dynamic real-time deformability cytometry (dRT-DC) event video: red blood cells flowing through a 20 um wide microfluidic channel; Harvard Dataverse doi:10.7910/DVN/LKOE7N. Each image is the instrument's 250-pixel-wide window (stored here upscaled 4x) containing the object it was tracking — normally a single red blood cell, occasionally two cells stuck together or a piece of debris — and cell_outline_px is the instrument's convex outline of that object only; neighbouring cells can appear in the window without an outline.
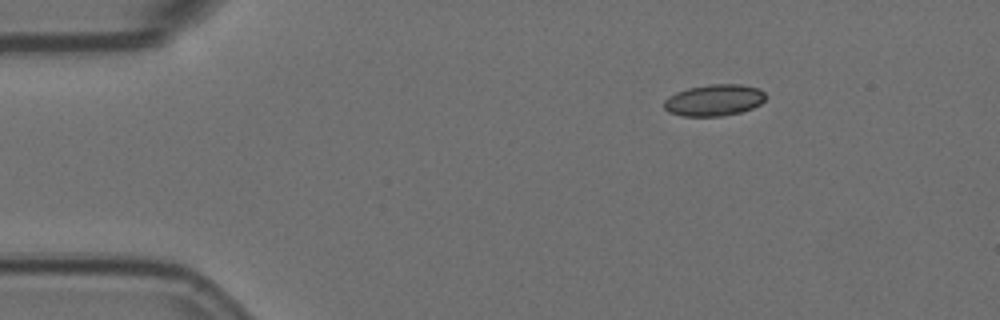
{"species": "Egyptian fruit bat (a non-hibernating species)", "species_latin": "Rousettus aegyptiacus", "temperature_condition": "room temperature", "stored_images_in_passage": 3, "camera_frame_rate_fps": 3000, "um_per_image_px": 0.085, "animal": {"sex": "female"}, "frame": {"image": 1, "passage_image": 1, "time_ms": 0.0, "image_size_px": [1000, 320], "cell_outline_px": [[764, 100], [760, 104], [752, 108], [740, 112], [720, 116], [684, 116], [668, 112], [664, 108], [664, 100], [668, 96], [676, 92], [688, 88], [708, 84], [740, 84], [760, 88], [764, 92]], "centroid_in_image_um": [60.68, 8.5], "position_along_channel_um": 24.3, "area_um2": 18.67}}